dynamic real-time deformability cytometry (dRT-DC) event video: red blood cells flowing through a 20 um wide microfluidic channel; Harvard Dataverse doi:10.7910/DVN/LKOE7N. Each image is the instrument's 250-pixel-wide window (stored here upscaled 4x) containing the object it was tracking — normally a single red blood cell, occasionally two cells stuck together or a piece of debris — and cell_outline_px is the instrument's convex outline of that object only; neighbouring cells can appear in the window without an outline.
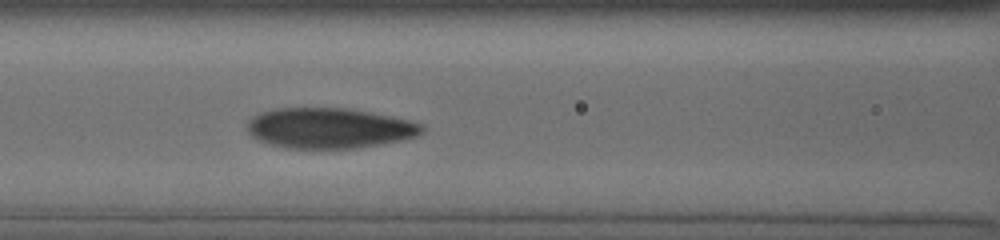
{"species": "human", "species_latin": "Homo sapiens", "temperature_condition": "cold", "stored_images_in_passage": 4, "camera_frame_rate_fps": 3000, "um_per_image_px": 0.085, "donor": {"sex": "male"}, "frame": {"image": 1, "passage_image": 4, "time_ms": 2.0, "image_size_px": [1000, 240], "cell_outline_px": [[424, 132], [416, 136], [404, 140], [360, 148], [284, 148], [268, 144], [256, 140], [248, 132], [248, 120], [252, 116], [260, 112], [276, 108], [344, 108], [408, 120], [424, 124]], "centroid_in_image_um": [27.96, 10.9], "position_along_channel_um": 138.6, "area_um2": 41.21}}